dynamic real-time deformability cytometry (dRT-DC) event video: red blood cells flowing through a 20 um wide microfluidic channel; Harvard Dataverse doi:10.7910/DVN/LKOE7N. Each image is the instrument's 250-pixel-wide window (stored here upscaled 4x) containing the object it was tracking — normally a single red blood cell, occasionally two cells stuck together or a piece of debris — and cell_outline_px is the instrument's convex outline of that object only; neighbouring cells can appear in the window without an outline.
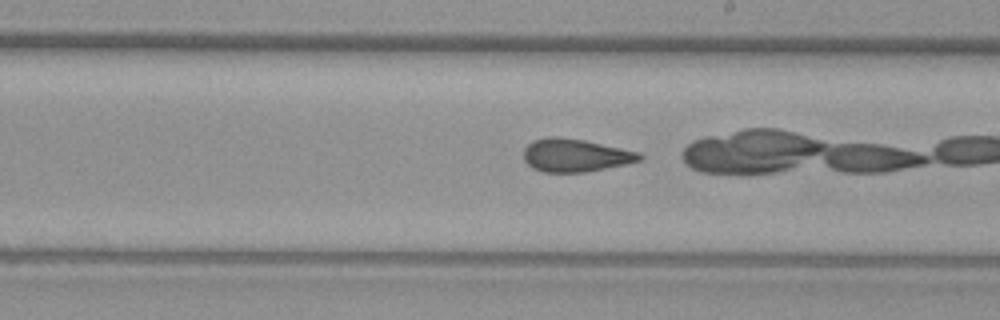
{"species": "common noctule bat (a hibernating species)", "species_latin": "Nyctalus noctula", "temperature_condition": "warm", "stored_images_in_passage": 40, "camera_frame_rate_fps": 3000, "um_per_image_px": 0.085, "animal": {"sex": "female", "body_mass_g": 29.2, "forearm_length_mm": 56.3}, "frame": {"image": 1, "passage_image": 29, "time_ms": 9.333, "image_size_px": [1000, 320], "cell_outline_px": [[644, 160], [584, 172], [544, 172], [532, 168], [524, 160], [524, 148], [532, 140], [548, 136], [556, 136], [584, 140], [640, 152], [644, 156]], "centroid_in_image_um": [48.9, 13.19], "position_along_channel_um": 240.1, "area_um2": 22.31}}